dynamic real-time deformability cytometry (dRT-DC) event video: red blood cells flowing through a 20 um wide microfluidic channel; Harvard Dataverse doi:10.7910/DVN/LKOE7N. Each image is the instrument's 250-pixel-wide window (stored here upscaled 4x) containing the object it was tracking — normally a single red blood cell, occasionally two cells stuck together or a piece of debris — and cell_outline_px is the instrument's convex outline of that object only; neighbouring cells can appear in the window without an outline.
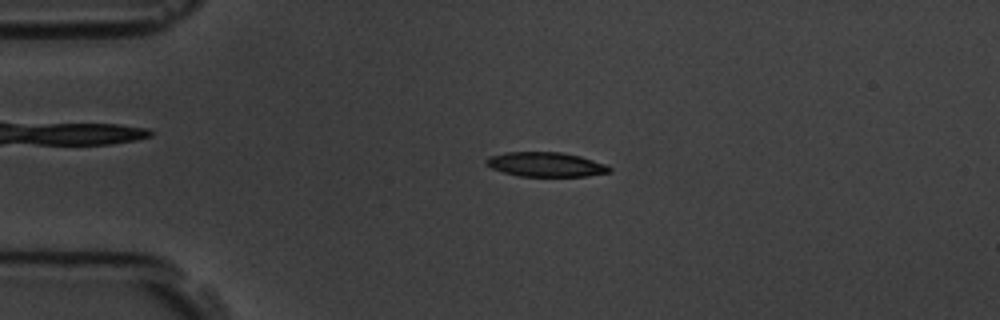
{"species": "common noctule bat (a hibernating species)", "species_latin": "Nyctalus noctula", "temperature_condition": "room temperature", "stored_images_in_passage": 3, "camera_frame_rate_fps": 3000, "um_per_image_px": 0.085, "animal": {"sex": "male", "body_mass_g": 19.5, "forearm_length_mm": 54.6}, "frame": {"image": 1, "passage_image": 2, "time_ms": 1.333, "image_size_px": [1000, 320], "cell_outline_px": [[612, 172], [588, 176], [520, 176], [504, 172], [492, 168], [484, 160], [488, 156], [504, 152], [560, 152], [580, 156], [608, 164], [612, 168]], "centroid_in_image_um": [46.44, 13.97], "position_along_channel_um": 38.6, "area_um2": 17.69}}